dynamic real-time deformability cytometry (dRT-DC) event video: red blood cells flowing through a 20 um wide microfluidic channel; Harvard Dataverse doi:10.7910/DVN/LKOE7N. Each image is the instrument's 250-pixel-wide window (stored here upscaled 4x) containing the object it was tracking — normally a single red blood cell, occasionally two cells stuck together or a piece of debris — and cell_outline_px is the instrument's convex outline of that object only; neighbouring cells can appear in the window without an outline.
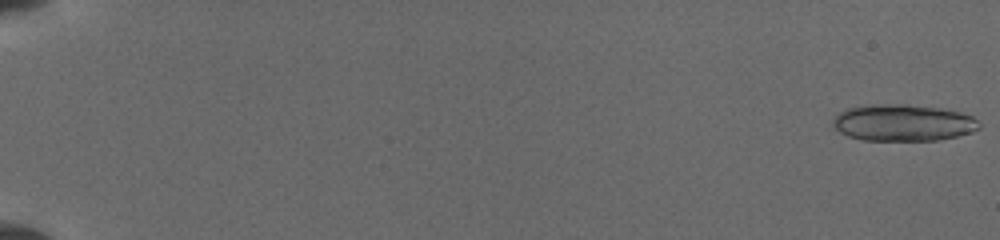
{"species": "common noctule bat (a hibernating species)", "species_latin": "Nyctalus noctula", "temperature_condition": "cold", "stored_images_in_passage": 18, "camera_frame_rate_fps": 3000, "um_per_image_px": 0.085, "animal": {"sex": "female", "body_mass_g": 19.5, "forearm_length_mm": 54.1}, "frame": {"image": 1, "passage_image": 1, "time_ms": 0.0, "image_size_px": [1000, 240], "cell_outline_px": [[980, 128], [972, 132], [956, 136], [936, 140], [864, 140], [848, 136], [840, 132], [832, 124], [832, 120], [840, 112], [848, 108], [872, 104], [908, 104], [940, 108], [960, 112], [972, 116], [980, 124]], "centroid_in_image_um": [76.76, 10.43], "position_along_channel_um": 8.2, "area_um2": 31.15}}